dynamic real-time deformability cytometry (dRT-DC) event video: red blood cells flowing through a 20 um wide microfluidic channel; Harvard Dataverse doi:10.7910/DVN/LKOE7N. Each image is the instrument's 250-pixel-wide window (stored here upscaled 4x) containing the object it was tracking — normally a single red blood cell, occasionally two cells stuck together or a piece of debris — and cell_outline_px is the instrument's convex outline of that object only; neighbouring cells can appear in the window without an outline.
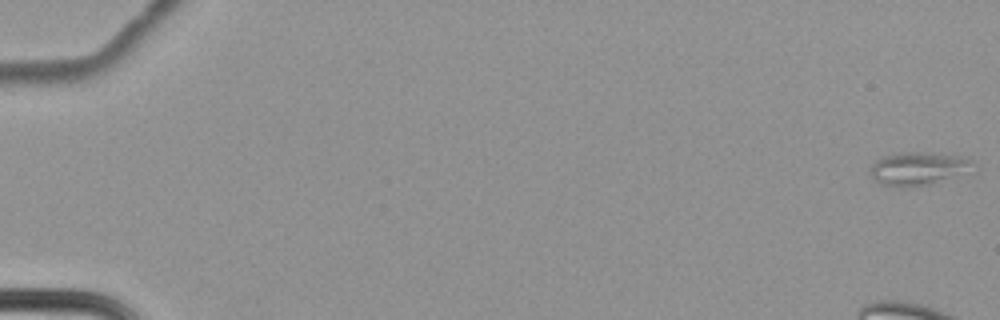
{"species": "common noctule bat (a hibernating species)", "species_latin": "Nyctalus noctula", "temperature_condition": "cold", "stored_images_in_passage": 15, "camera_frame_rate_fps": 3000, "um_per_image_px": 0.085, "animal": {"sex": "female", "body_mass_g": 22.7, "forearm_length_mm": 54.2}, "frame": {"image": 1, "passage_image": 1, "time_ms": 0.0, "image_size_px": [1000, 320], "cell_outline_px": [[972, 164], [948, 176], [928, 184], [904, 188], [892, 188], [880, 184], [868, 172], [868, 168], [880, 156], [900, 152], [920, 152], [968, 156], [972, 160]], "centroid_in_image_um": [77.83, 14.31], "position_along_channel_um": 7.2, "area_um2": 19.36}}